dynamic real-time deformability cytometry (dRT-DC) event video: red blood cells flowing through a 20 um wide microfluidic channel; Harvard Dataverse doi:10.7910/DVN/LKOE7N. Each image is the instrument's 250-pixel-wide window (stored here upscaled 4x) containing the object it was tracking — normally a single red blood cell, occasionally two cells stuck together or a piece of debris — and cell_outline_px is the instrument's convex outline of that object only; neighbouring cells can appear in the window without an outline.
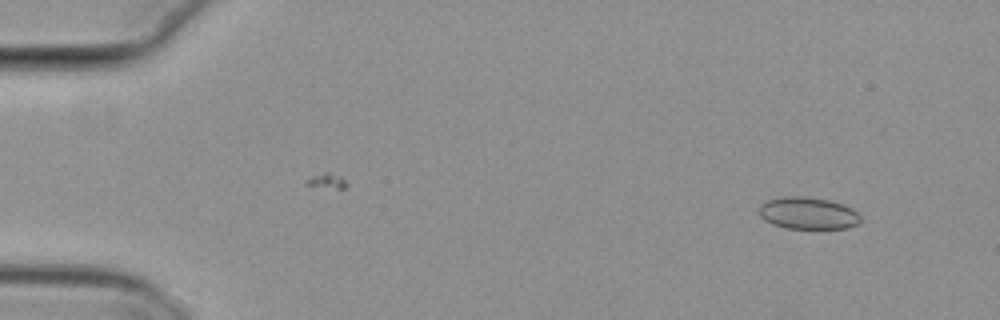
{"species": "common noctule bat (a hibernating species)", "species_latin": "Nyctalus noctula", "temperature_condition": "cold", "stored_images_in_passage": 4, "camera_frame_rate_fps": 3000, "um_per_image_px": 0.085, "animal": {"sex": "female", "body_mass_g": 29.2, "forearm_length_mm": 56.3}, "frame": {"image": 1, "passage_image": 1, "time_ms": 0.0, "image_size_px": [1000, 320], "cell_outline_px": [[860, 220], [856, 224], [848, 228], [784, 228], [772, 224], [764, 220], [760, 216], [760, 204], [764, 200], [784, 196], [800, 196], [828, 200], [844, 204], [852, 208], [860, 216]], "centroid_in_image_um": [68.64, 18.11], "position_along_channel_um": 16.4, "area_um2": 18.96}}